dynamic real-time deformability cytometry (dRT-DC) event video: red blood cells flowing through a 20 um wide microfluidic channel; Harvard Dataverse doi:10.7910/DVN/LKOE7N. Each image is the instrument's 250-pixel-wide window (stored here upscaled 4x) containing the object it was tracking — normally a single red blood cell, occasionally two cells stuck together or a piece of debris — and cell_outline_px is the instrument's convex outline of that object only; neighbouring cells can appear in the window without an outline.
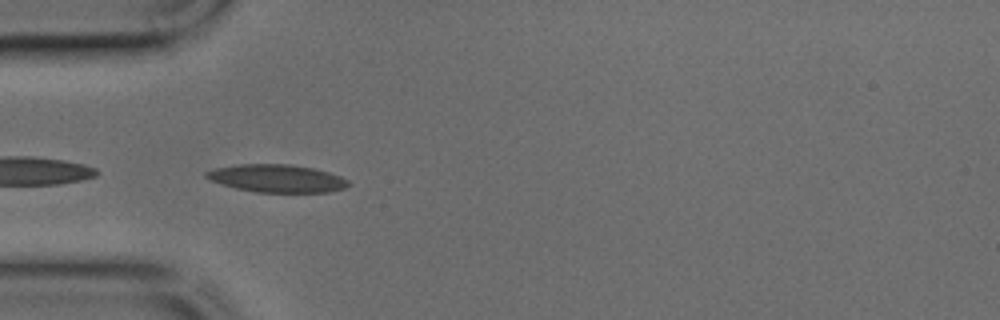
{"species": "common noctule bat (a hibernating species)", "species_latin": "Nyctalus noctula", "temperature_condition": "cold", "stored_images_in_passage": 37, "camera_frame_rate_fps": 3000, "um_per_image_px": 0.085, "animal": {"sex": "male", "body_mass_g": 17.9, "forearm_length_mm": 54.2}, "frame": {"image": 1, "passage_image": 12, "time_ms": 3.667, "image_size_px": [1000, 320], "cell_outline_px": [[352, 184], [344, 188], [328, 192], [256, 192], [236, 188], [212, 180], [204, 176], [204, 172], [216, 168], [236, 164], [292, 164], [312, 168], [328, 172], [340, 176], [348, 180]], "centroid_in_image_um": [23.56, 15.16], "position_along_channel_um": 61.4, "area_um2": 22.89}}
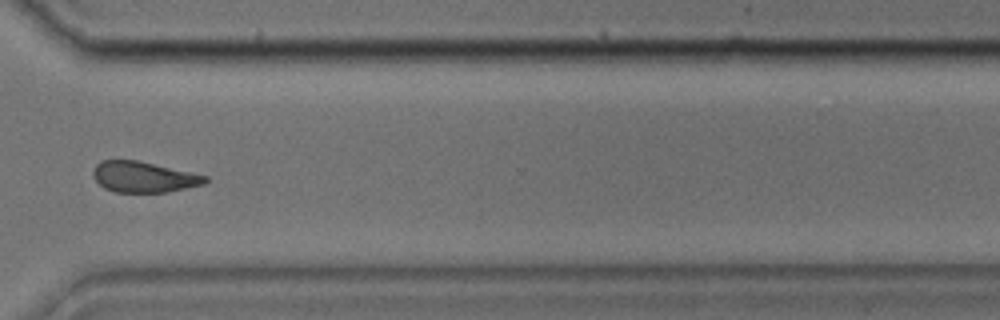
{"frame": {"image": 2, "passage_image": 32, "time_ms": 10.333, "image_size_px": [1000, 320], "cell_outline_px": [[208, 180], [204, 184], [168, 192], [116, 192], [104, 188], [92, 176], [92, 172], [96, 164], [100, 160], [136, 160], [208, 176]], "centroid_in_image_um": [12.19, 15.04], "position_along_channel_um": 358.4, "area_um2": 20.0}}